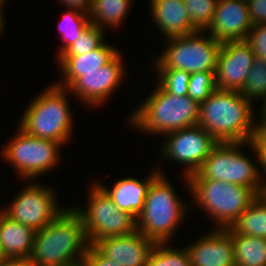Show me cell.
Masks as SVG:
<instances>
[{"label":"cell","mask_w":266,"mask_h":266,"mask_svg":"<svg viewBox=\"0 0 266 266\" xmlns=\"http://www.w3.org/2000/svg\"><path fill=\"white\" fill-rule=\"evenodd\" d=\"M261 102H262L261 103L262 108L260 109L261 112H258L260 114L259 116L260 118H258L259 120L257 121H266V98Z\"/></svg>","instance_id":"cell-39"},{"label":"cell","mask_w":266,"mask_h":266,"mask_svg":"<svg viewBox=\"0 0 266 266\" xmlns=\"http://www.w3.org/2000/svg\"><path fill=\"white\" fill-rule=\"evenodd\" d=\"M246 146L248 142L218 143L189 180H219L252 188L260 195L258 162L241 151Z\"/></svg>","instance_id":"cell-7"},{"label":"cell","mask_w":266,"mask_h":266,"mask_svg":"<svg viewBox=\"0 0 266 266\" xmlns=\"http://www.w3.org/2000/svg\"><path fill=\"white\" fill-rule=\"evenodd\" d=\"M241 93L253 104L266 98V60L254 59Z\"/></svg>","instance_id":"cell-27"},{"label":"cell","mask_w":266,"mask_h":266,"mask_svg":"<svg viewBox=\"0 0 266 266\" xmlns=\"http://www.w3.org/2000/svg\"><path fill=\"white\" fill-rule=\"evenodd\" d=\"M157 74V84L165 91L176 96L188 94L190 73L177 69H154Z\"/></svg>","instance_id":"cell-29"},{"label":"cell","mask_w":266,"mask_h":266,"mask_svg":"<svg viewBox=\"0 0 266 266\" xmlns=\"http://www.w3.org/2000/svg\"><path fill=\"white\" fill-rule=\"evenodd\" d=\"M158 170L160 173L151 181L143 210L137 217V230L155 243H170L182 219L185 220L188 205L178 196L166 174Z\"/></svg>","instance_id":"cell-5"},{"label":"cell","mask_w":266,"mask_h":266,"mask_svg":"<svg viewBox=\"0 0 266 266\" xmlns=\"http://www.w3.org/2000/svg\"><path fill=\"white\" fill-rule=\"evenodd\" d=\"M161 156L184 165L183 177L193 175L218 144L216 139L198 124L163 136ZM167 157V158H166Z\"/></svg>","instance_id":"cell-12"},{"label":"cell","mask_w":266,"mask_h":266,"mask_svg":"<svg viewBox=\"0 0 266 266\" xmlns=\"http://www.w3.org/2000/svg\"><path fill=\"white\" fill-rule=\"evenodd\" d=\"M247 147L250 148V150L254 152V155L256 156L255 159L258 160L259 167H261V168H259V181L261 184V194H262L266 190V154L265 155H257V152L255 151V149L252 146V144L250 143V141H248ZM261 171H263L264 173H262Z\"/></svg>","instance_id":"cell-36"},{"label":"cell","mask_w":266,"mask_h":266,"mask_svg":"<svg viewBox=\"0 0 266 266\" xmlns=\"http://www.w3.org/2000/svg\"><path fill=\"white\" fill-rule=\"evenodd\" d=\"M253 26L266 24V0H246Z\"/></svg>","instance_id":"cell-35"},{"label":"cell","mask_w":266,"mask_h":266,"mask_svg":"<svg viewBox=\"0 0 266 266\" xmlns=\"http://www.w3.org/2000/svg\"><path fill=\"white\" fill-rule=\"evenodd\" d=\"M132 0H92L91 9L88 12L91 24L105 30L106 26L119 28L130 14L129 8Z\"/></svg>","instance_id":"cell-23"},{"label":"cell","mask_w":266,"mask_h":266,"mask_svg":"<svg viewBox=\"0 0 266 266\" xmlns=\"http://www.w3.org/2000/svg\"><path fill=\"white\" fill-rule=\"evenodd\" d=\"M215 89V72L201 71L190 75L187 95L199 104L205 101Z\"/></svg>","instance_id":"cell-31"},{"label":"cell","mask_w":266,"mask_h":266,"mask_svg":"<svg viewBox=\"0 0 266 266\" xmlns=\"http://www.w3.org/2000/svg\"><path fill=\"white\" fill-rule=\"evenodd\" d=\"M191 266H236L232 232L211 229L186 247Z\"/></svg>","instance_id":"cell-17"},{"label":"cell","mask_w":266,"mask_h":266,"mask_svg":"<svg viewBox=\"0 0 266 266\" xmlns=\"http://www.w3.org/2000/svg\"><path fill=\"white\" fill-rule=\"evenodd\" d=\"M115 46L106 44L105 41L97 48L85 55L80 56H58V68L61 71L62 81L54 82L56 85L69 88L84 72L98 71L110 62L119 50Z\"/></svg>","instance_id":"cell-19"},{"label":"cell","mask_w":266,"mask_h":266,"mask_svg":"<svg viewBox=\"0 0 266 266\" xmlns=\"http://www.w3.org/2000/svg\"><path fill=\"white\" fill-rule=\"evenodd\" d=\"M155 244L137 230L127 235L102 238L93 246L106 258L121 266H146Z\"/></svg>","instance_id":"cell-16"},{"label":"cell","mask_w":266,"mask_h":266,"mask_svg":"<svg viewBox=\"0 0 266 266\" xmlns=\"http://www.w3.org/2000/svg\"><path fill=\"white\" fill-rule=\"evenodd\" d=\"M35 231L0 210V251L4 258L30 257Z\"/></svg>","instance_id":"cell-21"},{"label":"cell","mask_w":266,"mask_h":266,"mask_svg":"<svg viewBox=\"0 0 266 266\" xmlns=\"http://www.w3.org/2000/svg\"><path fill=\"white\" fill-rule=\"evenodd\" d=\"M4 257H3V255H2V253H1V251H0V260L1 259H3Z\"/></svg>","instance_id":"cell-43"},{"label":"cell","mask_w":266,"mask_h":266,"mask_svg":"<svg viewBox=\"0 0 266 266\" xmlns=\"http://www.w3.org/2000/svg\"><path fill=\"white\" fill-rule=\"evenodd\" d=\"M62 145L58 142L36 138L26 134L18 127L6 146H3L2 158L12 165L22 180L36 179L58 166ZM37 177V178H36Z\"/></svg>","instance_id":"cell-10"},{"label":"cell","mask_w":266,"mask_h":266,"mask_svg":"<svg viewBox=\"0 0 266 266\" xmlns=\"http://www.w3.org/2000/svg\"><path fill=\"white\" fill-rule=\"evenodd\" d=\"M146 266H191L186 247L175 249L167 243H156L152 248Z\"/></svg>","instance_id":"cell-26"},{"label":"cell","mask_w":266,"mask_h":266,"mask_svg":"<svg viewBox=\"0 0 266 266\" xmlns=\"http://www.w3.org/2000/svg\"><path fill=\"white\" fill-rule=\"evenodd\" d=\"M236 266H266V239L232 233Z\"/></svg>","instance_id":"cell-24"},{"label":"cell","mask_w":266,"mask_h":266,"mask_svg":"<svg viewBox=\"0 0 266 266\" xmlns=\"http://www.w3.org/2000/svg\"><path fill=\"white\" fill-rule=\"evenodd\" d=\"M0 266H35L29 257L3 258L0 260Z\"/></svg>","instance_id":"cell-38"},{"label":"cell","mask_w":266,"mask_h":266,"mask_svg":"<svg viewBox=\"0 0 266 266\" xmlns=\"http://www.w3.org/2000/svg\"><path fill=\"white\" fill-rule=\"evenodd\" d=\"M146 179L139 180L134 177L119 179L111 188L96 182L113 200L115 205L123 211H127L136 218L141 213L145 203L148 188L151 181L160 173L158 168L152 169Z\"/></svg>","instance_id":"cell-20"},{"label":"cell","mask_w":266,"mask_h":266,"mask_svg":"<svg viewBox=\"0 0 266 266\" xmlns=\"http://www.w3.org/2000/svg\"><path fill=\"white\" fill-rule=\"evenodd\" d=\"M150 14L164 38L189 35L199 31L190 20L184 0H150Z\"/></svg>","instance_id":"cell-18"},{"label":"cell","mask_w":266,"mask_h":266,"mask_svg":"<svg viewBox=\"0 0 266 266\" xmlns=\"http://www.w3.org/2000/svg\"><path fill=\"white\" fill-rule=\"evenodd\" d=\"M256 58L266 60V24L253 26L245 40Z\"/></svg>","instance_id":"cell-32"},{"label":"cell","mask_w":266,"mask_h":266,"mask_svg":"<svg viewBox=\"0 0 266 266\" xmlns=\"http://www.w3.org/2000/svg\"><path fill=\"white\" fill-rule=\"evenodd\" d=\"M68 266H83V263H82V261H80V262H77L75 264L68 265Z\"/></svg>","instance_id":"cell-42"},{"label":"cell","mask_w":266,"mask_h":266,"mask_svg":"<svg viewBox=\"0 0 266 266\" xmlns=\"http://www.w3.org/2000/svg\"><path fill=\"white\" fill-rule=\"evenodd\" d=\"M85 209L73 205L81 216L89 244L102 238L122 236L137 231V218L120 210L107 193L94 181L88 190Z\"/></svg>","instance_id":"cell-9"},{"label":"cell","mask_w":266,"mask_h":266,"mask_svg":"<svg viewBox=\"0 0 266 266\" xmlns=\"http://www.w3.org/2000/svg\"><path fill=\"white\" fill-rule=\"evenodd\" d=\"M255 58L246 41L222 43L215 71L216 89L241 92Z\"/></svg>","instance_id":"cell-14"},{"label":"cell","mask_w":266,"mask_h":266,"mask_svg":"<svg viewBox=\"0 0 266 266\" xmlns=\"http://www.w3.org/2000/svg\"><path fill=\"white\" fill-rule=\"evenodd\" d=\"M24 187L8 207L0 208L10 219L37 231L51 224L66 209L59 208L57 193L48 185L29 180Z\"/></svg>","instance_id":"cell-11"},{"label":"cell","mask_w":266,"mask_h":266,"mask_svg":"<svg viewBox=\"0 0 266 266\" xmlns=\"http://www.w3.org/2000/svg\"><path fill=\"white\" fill-rule=\"evenodd\" d=\"M119 52L110 62L98 71L84 72L69 88L70 94L93 109L102 106L110 100L116 89H119L126 77V66L123 63V54ZM125 72V73H124ZM102 104V105H101Z\"/></svg>","instance_id":"cell-13"},{"label":"cell","mask_w":266,"mask_h":266,"mask_svg":"<svg viewBox=\"0 0 266 266\" xmlns=\"http://www.w3.org/2000/svg\"><path fill=\"white\" fill-rule=\"evenodd\" d=\"M217 3L218 0H184L187 14L199 31H204L211 23Z\"/></svg>","instance_id":"cell-30"},{"label":"cell","mask_w":266,"mask_h":266,"mask_svg":"<svg viewBox=\"0 0 266 266\" xmlns=\"http://www.w3.org/2000/svg\"><path fill=\"white\" fill-rule=\"evenodd\" d=\"M190 196L214 223L212 229H227L258 194L249 187L219 180L183 178ZM215 226V227H214Z\"/></svg>","instance_id":"cell-6"},{"label":"cell","mask_w":266,"mask_h":266,"mask_svg":"<svg viewBox=\"0 0 266 266\" xmlns=\"http://www.w3.org/2000/svg\"><path fill=\"white\" fill-rule=\"evenodd\" d=\"M253 105L241 92L215 89L200 103L198 125L218 143L248 142L255 124Z\"/></svg>","instance_id":"cell-2"},{"label":"cell","mask_w":266,"mask_h":266,"mask_svg":"<svg viewBox=\"0 0 266 266\" xmlns=\"http://www.w3.org/2000/svg\"><path fill=\"white\" fill-rule=\"evenodd\" d=\"M205 34V35H204ZM168 44L154 58L155 69H177L190 74L215 72L217 57L222 43L205 31L167 38Z\"/></svg>","instance_id":"cell-8"},{"label":"cell","mask_w":266,"mask_h":266,"mask_svg":"<svg viewBox=\"0 0 266 266\" xmlns=\"http://www.w3.org/2000/svg\"><path fill=\"white\" fill-rule=\"evenodd\" d=\"M5 22V20L0 16V34H2L4 31V28H5V24H6V22ZM1 36V35H0Z\"/></svg>","instance_id":"cell-41"},{"label":"cell","mask_w":266,"mask_h":266,"mask_svg":"<svg viewBox=\"0 0 266 266\" xmlns=\"http://www.w3.org/2000/svg\"><path fill=\"white\" fill-rule=\"evenodd\" d=\"M5 3H7V0H0V16L5 20L6 18H4L5 16H3V10L5 8ZM3 8V9H2Z\"/></svg>","instance_id":"cell-40"},{"label":"cell","mask_w":266,"mask_h":266,"mask_svg":"<svg viewBox=\"0 0 266 266\" xmlns=\"http://www.w3.org/2000/svg\"><path fill=\"white\" fill-rule=\"evenodd\" d=\"M64 8L78 9L88 14L91 9L92 0H58Z\"/></svg>","instance_id":"cell-37"},{"label":"cell","mask_w":266,"mask_h":266,"mask_svg":"<svg viewBox=\"0 0 266 266\" xmlns=\"http://www.w3.org/2000/svg\"><path fill=\"white\" fill-rule=\"evenodd\" d=\"M228 229L232 233L266 239V197L258 195Z\"/></svg>","instance_id":"cell-22"},{"label":"cell","mask_w":266,"mask_h":266,"mask_svg":"<svg viewBox=\"0 0 266 266\" xmlns=\"http://www.w3.org/2000/svg\"><path fill=\"white\" fill-rule=\"evenodd\" d=\"M68 94L67 88L50 84L26 107L18 127L36 138L52 140L62 146L69 143L74 121Z\"/></svg>","instance_id":"cell-4"},{"label":"cell","mask_w":266,"mask_h":266,"mask_svg":"<svg viewBox=\"0 0 266 266\" xmlns=\"http://www.w3.org/2000/svg\"><path fill=\"white\" fill-rule=\"evenodd\" d=\"M199 109L200 104L188 95L170 94L157 84L155 90L131 111L128 126L146 135L163 137L170 132L197 125Z\"/></svg>","instance_id":"cell-3"},{"label":"cell","mask_w":266,"mask_h":266,"mask_svg":"<svg viewBox=\"0 0 266 266\" xmlns=\"http://www.w3.org/2000/svg\"><path fill=\"white\" fill-rule=\"evenodd\" d=\"M81 216L72 205L35 231L30 260L35 266H68L82 261L89 247Z\"/></svg>","instance_id":"cell-1"},{"label":"cell","mask_w":266,"mask_h":266,"mask_svg":"<svg viewBox=\"0 0 266 266\" xmlns=\"http://www.w3.org/2000/svg\"><path fill=\"white\" fill-rule=\"evenodd\" d=\"M68 11L62 14L58 24V29L62 35V45H59L57 57L71 45L82 32L91 24L87 13L78 9H66Z\"/></svg>","instance_id":"cell-25"},{"label":"cell","mask_w":266,"mask_h":266,"mask_svg":"<svg viewBox=\"0 0 266 266\" xmlns=\"http://www.w3.org/2000/svg\"><path fill=\"white\" fill-rule=\"evenodd\" d=\"M105 31L90 24L59 56H80L97 49L104 42Z\"/></svg>","instance_id":"cell-28"},{"label":"cell","mask_w":266,"mask_h":266,"mask_svg":"<svg viewBox=\"0 0 266 266\" xmlns=\"http://www.w3.org/2000/svg\"><path fill=\"white\" fill-rule=\"evenodd\" d=\"M83 266H121L102 255L93 245H89L82 259Z\"/></svg>","instance_id":"cell-34"},{"label":"cell","mask_w":266,"mask_h":266,"mask_svg":"<svg viewBox=\"0 0 266 266\" xmlns=\"http://www.w3.org/2000/svg\"><path fill=\"white\" fill-rule=\"evenodd\" d=\"M250 143L257 152V155L266 154V121H255Z\"/></svg>","instance_id":"cell-33"},{"label":"cell","mask_w":266,"mask_h":266,"mask_svg":"<svg viewBox=\"0 0 266 266\" xmlns=\"http://www.w3.org/2000/svg\"><path fill=\"white\" fill-rule=\"evenodd\" d=\"M253 27L246 0H218L209 26L204 30L217 41H245Z\"/></svg>","instance_id":"cell-15"},{"label":"cell","mask_w":266,"mask_h":266,"mask_svg":"<svg viewBox=\"0 0 266 266\" xmlns=\"http://www.w3.org/2000/svg\"><path fill=\"white\" fill-rule=\"evenodd\" d=\"M262 194L266 197V190Z\"/></svg>","instance_id":"cell-44"}]
</instances>
